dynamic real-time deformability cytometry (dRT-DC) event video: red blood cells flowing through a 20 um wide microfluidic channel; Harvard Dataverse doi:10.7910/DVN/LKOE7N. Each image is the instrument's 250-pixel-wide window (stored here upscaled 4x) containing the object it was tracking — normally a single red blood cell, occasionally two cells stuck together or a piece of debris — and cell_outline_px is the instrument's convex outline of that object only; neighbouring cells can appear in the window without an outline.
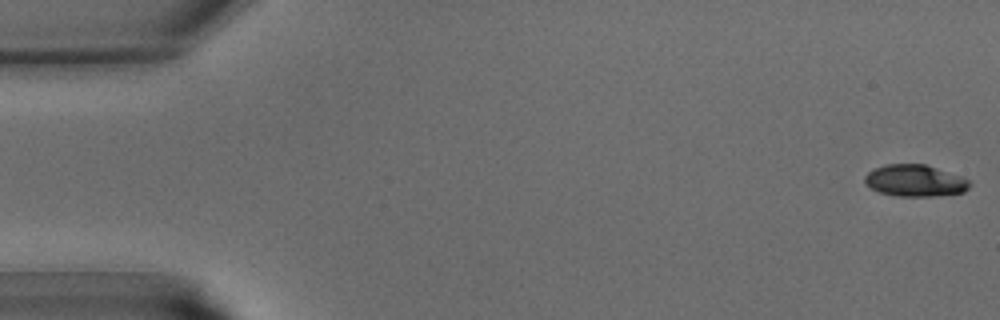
{"species": "common noctule bat (a hibernating species)", "species_latin": "Nyctalus noctula", "temperature_condition": "warm", "stored_images_in_passage": 42, "camera_frame_rate_fps": 3000, "um_per_image_px": 0.085, "animal": {"sex": "male", "body_mass_g": 15.6}, "frame": {"image": 1, "passage_image": 1, "time_ms": 0.0, "image_size_px": [1000, 320], "cell_outline_px": [[972, 184], [964, 192], [940, 196], [896, 196], [880, 192], [864, 184], [864, 176], [868, 172], [876, 168], [888, 164], [924, 164], [960, 176], [968, 180]], "centroid_in_image_um": [77.77, 15.37], "position_along_channel_um": 7.2, "area_um2": 19.31}}
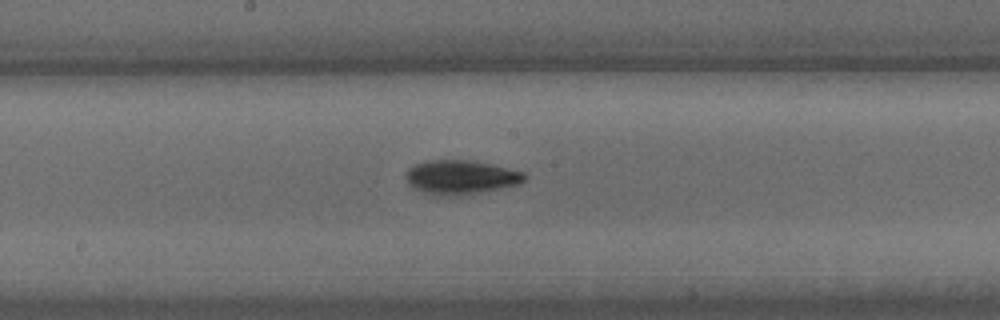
{"frame": {"image": 2, "passage_image": 22, "time_ms": 7.0, "image_size_px": [1000, 320], "cell_outline_px": [[528, 176], [520, 184], [480, 192], [452, 196], [432, 196], [412, 188], [408, 184], [404, 176], [408, 168], [424, 160], [472, 160], [492, 164], [524, 172]], "centroid_in_image_um": [39.12, 15.06], "position_along_channel_um": 209.1, "area_um2": 23.93}}
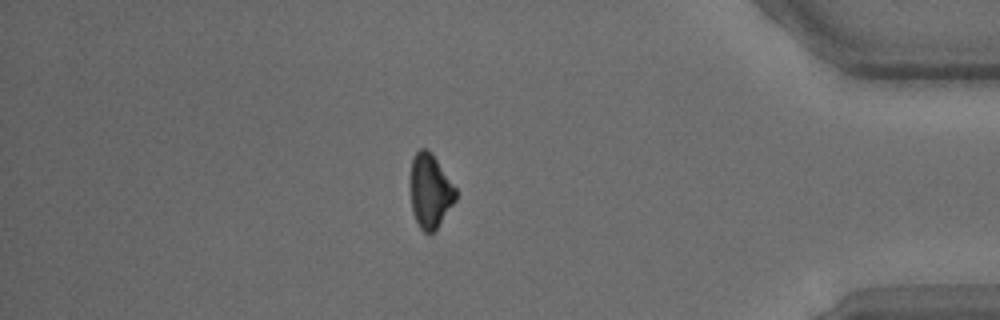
{"frame": {"image": 3, "passage_image": 36, "time_ms": 11.667, "image_size_px": [1000, 320], "cell_outline_px": [[456, 200], [436, 228], [432, 232], [424, 232], [420, 228], [412, 212], [412, 156], [420, 148], [424, 148], [432, 152], [456, 188]], "centroid_in_image_um": [36.58, 16.21], "position_along_channel_um": 398.6, "area_um2": 19.13}}